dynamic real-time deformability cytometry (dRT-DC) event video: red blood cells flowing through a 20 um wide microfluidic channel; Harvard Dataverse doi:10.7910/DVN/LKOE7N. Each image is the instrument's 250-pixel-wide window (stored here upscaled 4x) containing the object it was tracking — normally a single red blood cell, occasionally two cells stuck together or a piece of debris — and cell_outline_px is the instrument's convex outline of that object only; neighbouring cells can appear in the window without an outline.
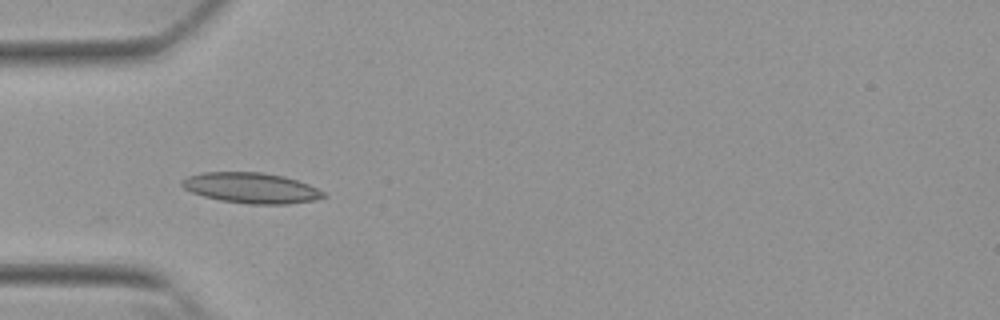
{"species": "Egyptian fruit bat (a non-hibernating species)", "species_latin": "Rousettus aegyptiacus", "temperature_condition": "warm", "stored_images_in_passage": 33, "camera_frame_rate_fps": 3000, "um_per_image_px": 0.085, "animal": {"sex": "female"}, "frame": {"image": 1, "passage_image": 2, "time_ms": 0.333, "image_size_px": [1000, 320], "cell_outline_px": [[328, 196], [312, 200], [288, 204], [248, 204], [220, 200], [204, 196], [192, 192], [184, 188], [180, 184], [180, 180], [188, 176], [204, 172], [264, 172], [284, 176], [308, 184], [324, 192]], "centroid_in_image_um": [21.34, 15.97], "position_along_channel_um": 63.7, "area_um2": 25.14}}
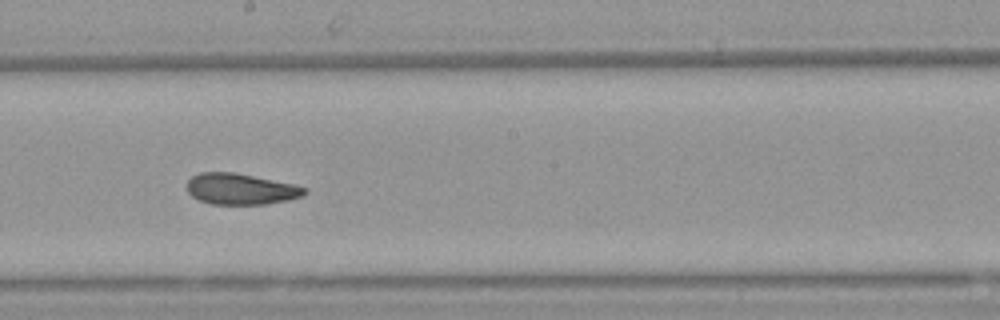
{"frame": {"image": 2, "passage_image": 15, "time_ms": 4.667, "image_size_px": [1000, 320], "cell_outline_px": [[308, 192], [304, 196], [288, 200], [264, 204], [212, 204], [200, 200], [192, 196], [188, 192], [188, 180], [192, 176], [200, 172], [236, 172], [292, 184], [308, 188]], "centroid_in_image_um": [20.48, 16.06], "position_along_channel_um": 227.7, "area_um2": 21.27}}
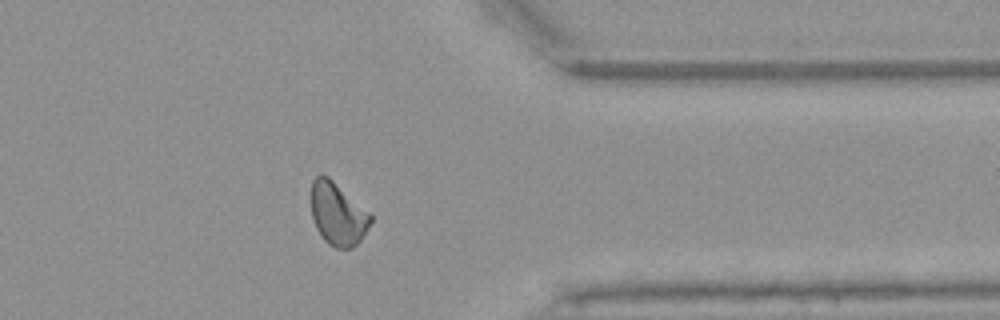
{"frame": {"image": 3, "passage_image": 28, "time_ms": 9.0, "image_size_px": [1000, 320], "cell_outline_px": [[372, 220], [368, 228], [360, 240], [352, 248], [336, 248], [328, 244], [324, 240], [316, 228], [312, 220], [312, 180], [320, 172], [328, 176], [372, 212]], "centroid_in_image_um": [28.73, 18.16], "position_along_channel_um": 382.7, "area_um2": 22.08}, "authors_computed_cell_mechanics": {"area_um2": 21.964, "velocity_mm_per_s": 3.8266, "shape_relaxation_time_tau1_ms": null, "shape_relaxation_time_tau2_ms": 2.5124, "deformation_change_tau1": null, "deformation_change_tau2": 0.0919}}